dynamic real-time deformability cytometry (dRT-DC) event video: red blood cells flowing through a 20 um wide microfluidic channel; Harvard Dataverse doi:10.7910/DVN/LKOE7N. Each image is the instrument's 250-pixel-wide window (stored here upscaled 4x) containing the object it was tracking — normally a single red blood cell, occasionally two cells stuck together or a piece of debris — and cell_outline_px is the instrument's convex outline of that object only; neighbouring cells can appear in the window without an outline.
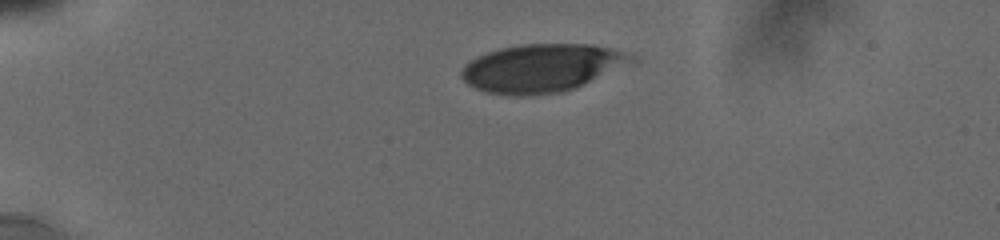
{"species": "human", "species_latin": "Homo sapiens", "temperature_condition": "cold", "stored_images_in_passage": 5, "camera_frame_rate_fps": 3000, "um_per_image_px": 0.085, "donor": {"sex": "male"}, "frame": {"image": 1, "passage_image": 1, "time_ms": 0.0, "image_size_px": [1000, 240], "cell_outline_px": [[636, 60], [576, 88], [564, 92], [532, 96], [508, 96], [484, 92], [468, 84], [460, 76], [460, 72], [464, 64], [476, 56], [500, 48], [520, 44], [592, 44], [624, 52], [636, 56]], "centroid_in_image_um": [46.0, 5.8], "position_along_channel_um": 39.0, "area_um2": 47.86}}
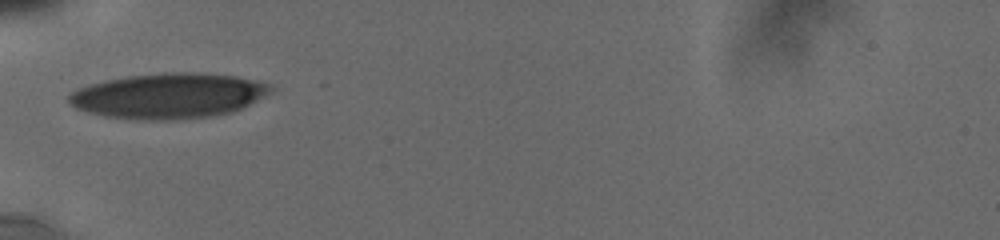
{"frame": {"image": 2, "passage_image": 4, "time_ms": 2.333, "image_size_px": [1000, 240], "cell_outline_px": [[276, 88], [272, 92], [232, 112], [208, 116], [172, 120], [152, 120], [104, 116], [76, 108], [68, 100], [68, 96], [72, 92], [88, 84], [128, 76], [164, 72], [200, 72], [236, 76], [256, 80], [268, 84]], "centroid_in_image_um": [14.35, 8.12], "position_along_channel_um": 70.6, "area_um2": 52.89}}